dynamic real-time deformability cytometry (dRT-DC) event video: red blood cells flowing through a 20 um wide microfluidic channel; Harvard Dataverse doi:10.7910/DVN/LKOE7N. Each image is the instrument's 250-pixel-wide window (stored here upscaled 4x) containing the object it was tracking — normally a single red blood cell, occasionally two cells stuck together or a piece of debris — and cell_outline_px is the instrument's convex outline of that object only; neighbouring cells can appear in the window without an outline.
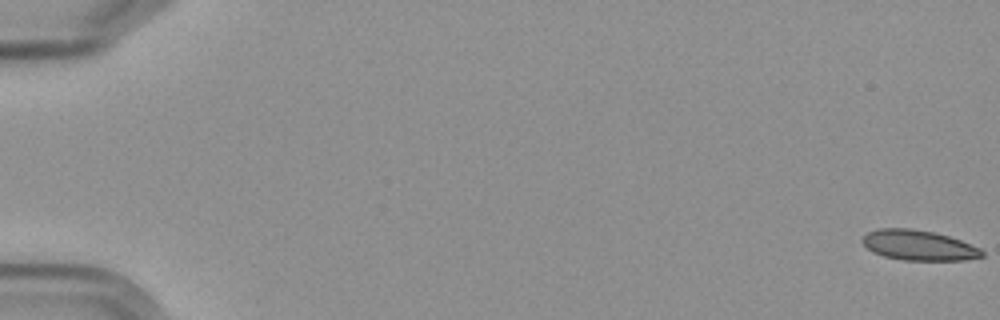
{"species": "Egyptian fruit bat (a non-hibernating species)", "species_latin": "Rousettus aegyptiacus", "temperature_condition": "cold", "stored_images_in_passage": 6, "camera_frame_rate_fps": 3000, "um_per_image_px": 0.085, "frame": {"image": 1, "passage_image": 1, "time_ms": 0.0, "image_size_px": [1000, 320], "cell_outline_px": [[984, 256], [964, 260], [904, 260], [884, 256], [872, 252], [860, 240], [868, 232], [880, 228], [908, 228], [932, 232], [948, 236], [960, 240], [980, 248], [984, 252]], "centroid_in_image_um": [78.08, 20.85], "position_along_channel_um": 6.9, "area_um2": 20.87}}